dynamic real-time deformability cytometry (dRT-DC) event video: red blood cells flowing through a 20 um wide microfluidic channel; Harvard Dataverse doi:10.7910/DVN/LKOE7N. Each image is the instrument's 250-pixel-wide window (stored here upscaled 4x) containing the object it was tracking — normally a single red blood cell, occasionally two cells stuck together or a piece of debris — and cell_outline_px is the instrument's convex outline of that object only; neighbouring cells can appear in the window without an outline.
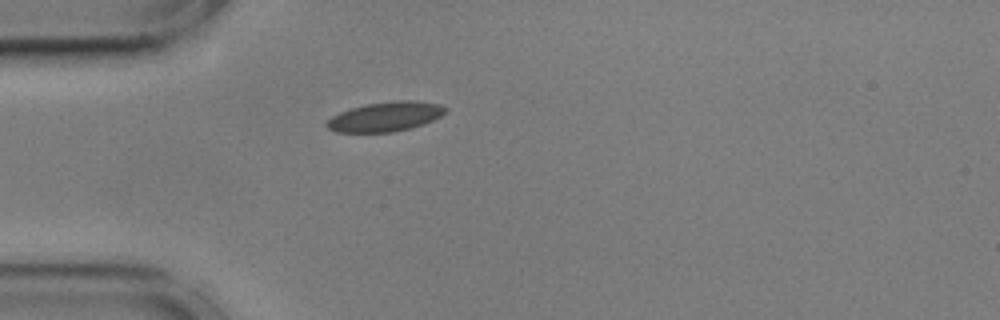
{"species": "common noctule bat (a hibernating species)", "species_latin": "Nyctalus noctula", "temperature_condition": "cold", "stored_images_in_passage": 41, "camera_frame_rate_fps": 3000, "um_per_image_px": 0.085, "animal": {"sex": "male", "body_mass_g": 17.9, "forearm_length_mm": 54.2}, "frame": {"image": 1, "passage_image": 1, "time_ms": 0.0, "image_size_px": [1000, 320], "cell_outline_px": [[448, 112], [424, 124], [412, 128], [392, 132], [336, 132], [328, 128], [324, 124], [332, 116], [340, 112], [352, 108], [368, 104], [396, 100], [416, 100], [440, 104], [448, 108]], "centroid_in_image_um": [32.8, 9.91], "position_along_channel_um": 52.2, "area_um2": 20.52}}
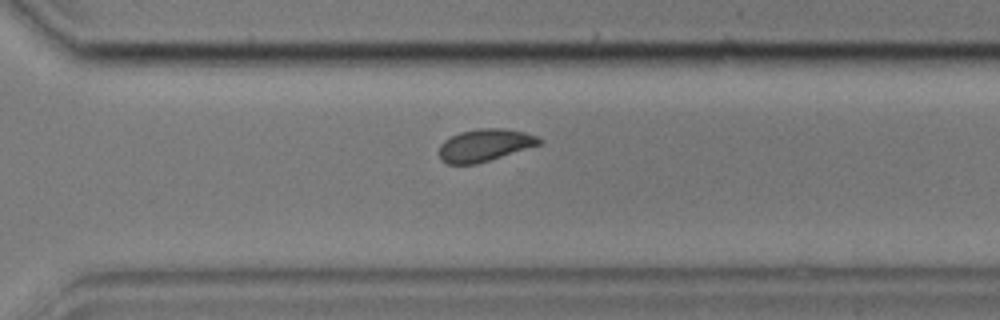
{"frame": {"image": 2, "passage_image": 25, "time_ms": 8.0, "image_size_px": [1000, 320], "cell_outline_px": [[544, 140], [540, 144], [476, 164], [448, 164], [440, 160], [440, 144], [444, 140], [460, 132], [476, 128], [504, 128], [524, 132], [536, 136]], "centroid_in_image_um": [41.18, 12.33], "position_along_channel_um": 329.4, "area_um2": 18.73}}
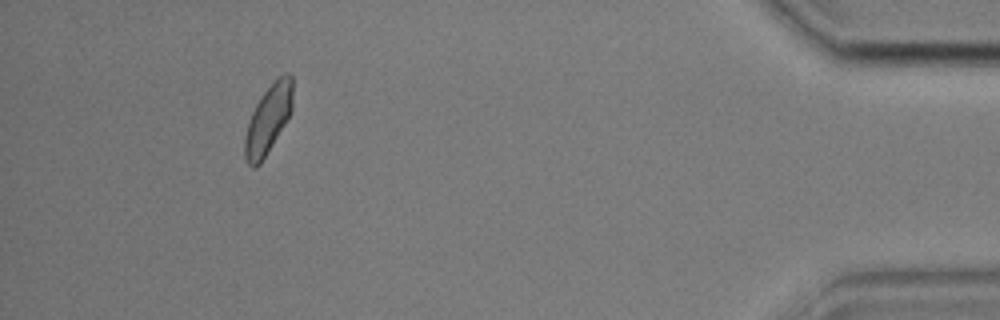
{"frame": {"image": 3, "passage_image": 37, "time_ms": 12.0, "image_size_px": [1000, 320], "cell_outline_px": [[292, 108], [284, 124], [260, 164], [256, 168], [252, 168], [248, 164], [244, 156], [244, 136], [248, 120], [260, 96], [284, 72], [288, 72], [292, 76]], "centroid_in_image_um": [22.76, 10.16], "position_along_channel_um": 412.4, "area_um2": 18.9}, "authors_computed_cell_mechanics": {"area_um2": 19.0162, "velocity_mm_per_s": 3.572, "shape_relaxation_time_tau1_ms": null, "shape_relaxation_time_tau2_ms": 1.4962, "deformation_change_tau1": null, "deformation_change_tau2": 0.053}}